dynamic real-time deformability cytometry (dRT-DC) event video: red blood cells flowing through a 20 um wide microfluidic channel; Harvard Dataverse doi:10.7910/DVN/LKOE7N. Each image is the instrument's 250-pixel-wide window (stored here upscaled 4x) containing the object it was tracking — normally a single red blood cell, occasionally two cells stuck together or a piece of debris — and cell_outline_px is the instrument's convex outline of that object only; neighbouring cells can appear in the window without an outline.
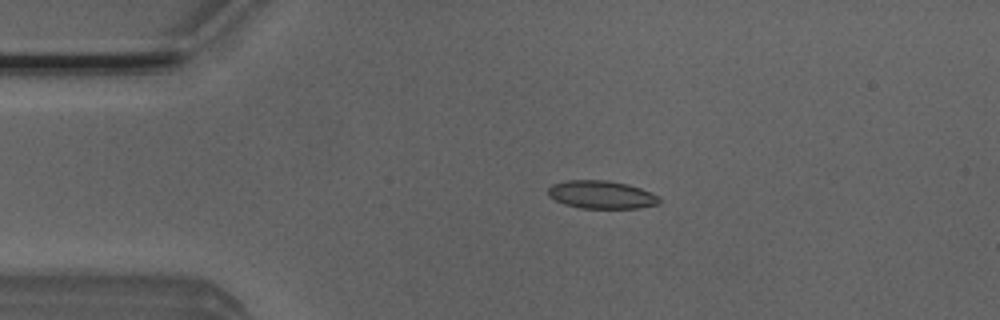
{"species": "Egyptian fruit bat (a non-hibernating species)", "species_latin": "Rousettus aegyptiacus", "temperature_condition": "room temperature", "stored_images_in_passage": 5, "camera_frame_rate_fps": 3000, "um_per_image_px": 0.085, "animal": {"sex": "male"}, "frame": {"image": 1, "passage_image": 4, "time_ms": 1.0, "image_size_px": [1000, 320], "cell_outline_px": [[660, 204], [640, 208], [580, 208], [564, 204], [548, 196], [548, 188], [552, 184], [568, 180], [608, 180], [628, 184], [640, 188], [660, 196]], "centroid_in_image_um": [51.14, 16.55], "position_along_channel_um": 33.9, "area_um2": 18.26}}